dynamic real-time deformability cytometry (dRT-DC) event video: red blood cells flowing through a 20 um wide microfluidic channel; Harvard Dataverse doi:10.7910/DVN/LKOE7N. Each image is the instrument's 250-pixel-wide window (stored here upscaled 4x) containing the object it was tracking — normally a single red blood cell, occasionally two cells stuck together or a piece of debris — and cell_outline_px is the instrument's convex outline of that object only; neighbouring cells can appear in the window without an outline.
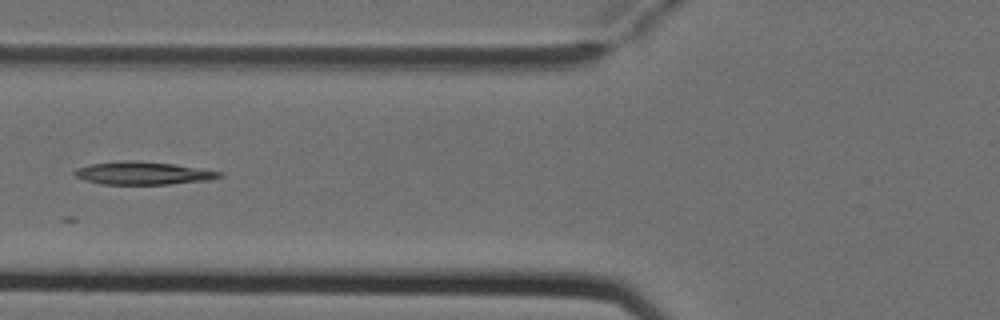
{"species": "Egyptian fruit bat (a non-hibernating species)", "species_latin": "Rousettus aegyptiacus", "temperature_condition": "cold", "stored_images_in_passage": 6, "camera_frame_rate_fps": 3000, "um_per_image_px": 0.085, "animal": {"sex": "female"}, "frame": {"image": 1, "passage_image": 5, "time_ms": 1.333, "image_size_px": [1000, 320], "cell_outline_px": [[224, 176], [208, 180], [168, 184], [104, 184], [84, 180], [76, 176], [72, 172], [76, 168], [92, 164], [124, 160], [140, 160], [172, 164], [224, 172]], "centroid_in_image_um": [12.16, 14.71], "position_along_channel_um": 113.6, "area_um2": 19.25}}
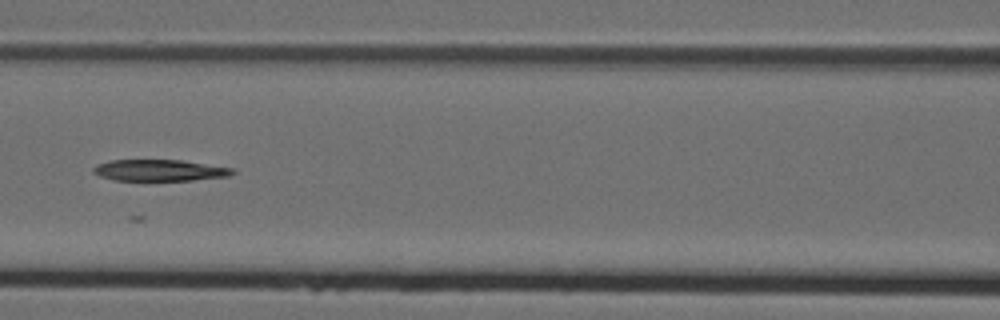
{"frame": {"image": 2, "passage_image": 6, "time_ms": 1.667, "image_size_px": [1000, 320], "cell_outline_px": [[236, 172], [228, 176], [192, 180], [112, 180], [100, 176], [92, 172], [92, 168], [96, 164], [108, 160], [180, 160], [236, 168]], "centroid_in_image_um": [13.55, 14.47], "position_along_channel_um": 153.0, "area_um2": 17.46}}